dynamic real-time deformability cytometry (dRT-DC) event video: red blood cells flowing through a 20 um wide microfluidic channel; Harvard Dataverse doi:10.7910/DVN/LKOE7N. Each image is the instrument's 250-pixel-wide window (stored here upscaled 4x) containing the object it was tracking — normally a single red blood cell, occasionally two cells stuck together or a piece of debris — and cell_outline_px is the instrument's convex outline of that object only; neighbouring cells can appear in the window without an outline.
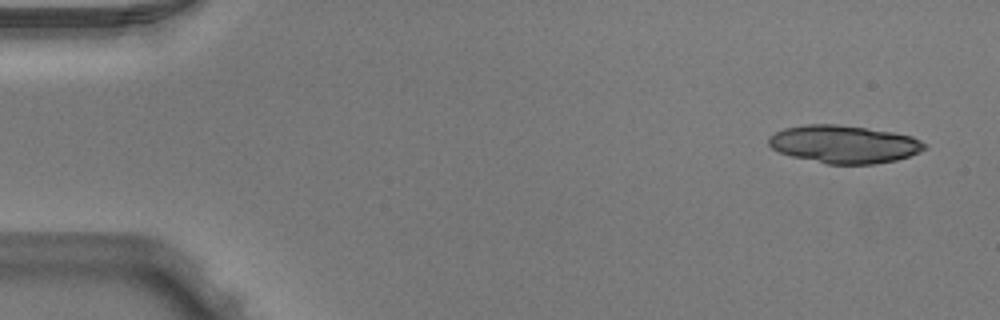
{"species": "Egyptian fruit bat (a non-hibernating species)", "species_latin": "Rousettus aegyptiacus", "temperature_condition": "warm", "stored_images_in_passage": 5, "camera_frame_rate_fps": 3000, "um_per_image_px": 0.085, "animal": {"sex": "male"}, "frame": {"image": 1, "passage_image": 1, "time_ms": 0.0, "image_size_px": [1000, 320], "cell_outline_px": [[928, 144], [920, 152], [896, 160], [872, 164], [828, 164], [792, 156], [780, 152], [772, 148], [768, 144], [768, 136], [784, 128], [808, 124], [836, 124], [892, 132], [912, 136]], "centroid_in_image_um": [71.73, 12.26], "position_along_channel_um": 13.3, "area_um2": 34.16}}
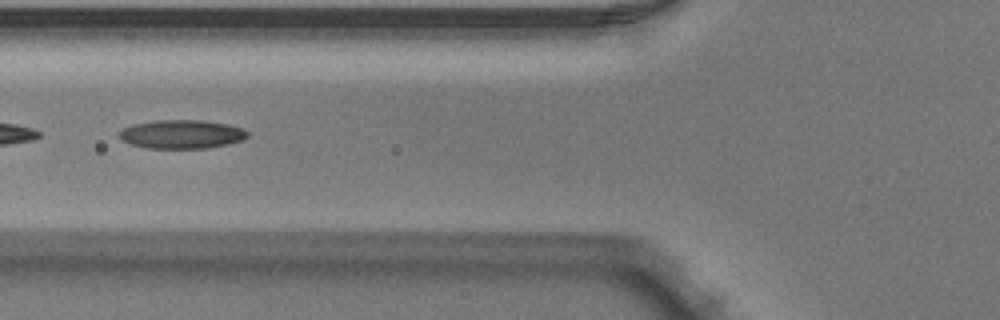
{"frame": {"image": 2, "passage_image": 5, "time_ms": 1.333, "image_size_px": [1000, 320], "cell_outline_px": [[248, 136], [244, 140], [228, 144], [208, 148], [148, 148], [132, 144], [120, 140], [120, 132], [124, 128], [136, 124], [156, 120], [200, 120], [228, 124], [244, 128], [248, 132]], "centroid_in_image_um": [15.5, 11.41], "position_along_channel_um": 110.3, "area_um2": 21.39}}